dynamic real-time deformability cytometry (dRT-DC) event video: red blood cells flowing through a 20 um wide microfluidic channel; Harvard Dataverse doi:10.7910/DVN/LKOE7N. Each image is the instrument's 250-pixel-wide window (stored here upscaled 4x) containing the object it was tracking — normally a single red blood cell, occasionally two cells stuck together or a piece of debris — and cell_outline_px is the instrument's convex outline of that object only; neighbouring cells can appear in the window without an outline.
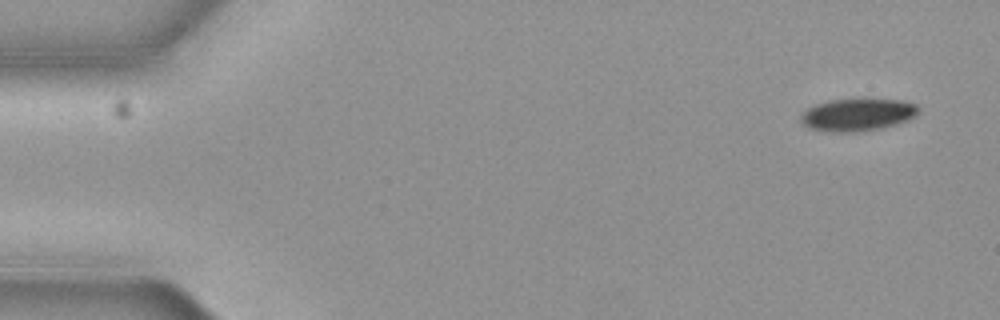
{"species": "common noctule bat (a hibernating species)", "species_latin": "Nyctalus noctula", "temperature_condition": "cold", "stored_images_in_passage": 6, "segment_of_instrument_passage": [1, 2], "camera_frame_rate_fps": 3000, "um_per_image_px": 0.085, "animal": {"sex": "female", "body_mass_g": 19.3, "forearm_length_mm": 54.1}, "frame": {"image": 1, "passage_image": 1, "time_ms": 0.0, "image_size_px": [1000, 320], "cell_outline_px": [[920, 108], [916, 116], [908, 120], [896, 124], [880, 128], [860, 132], [824, 132], [808, 128], [800, 120], [800, 116], [808, 108], [816, 104], [832, 100], [900, 100], [916, 104]], "centroid_in_image_um": [72.88, 9.78], "position_along_channel_um": 12.1, "area_um2": 22.14}}
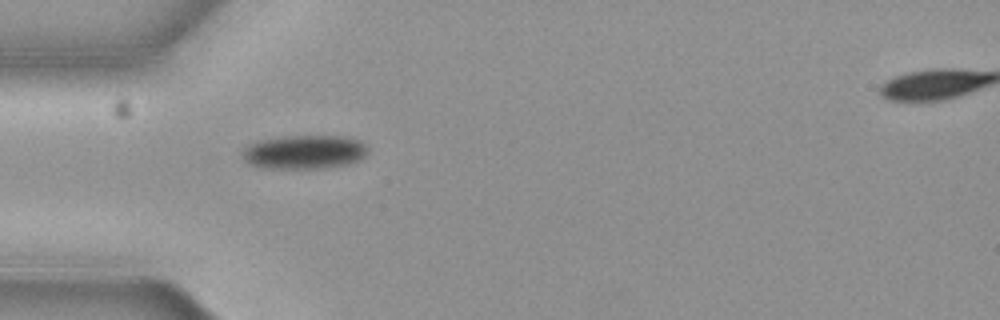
{"frame": {"image": 2, "passage_image": 5, "time_ms": 1.333, "image_size_px": [1000, 320], "cell_outline_px": [[368, 152], [360, 160], [348, 164], [320, 168], [260, 168], [248, 164], [240, 156], [240, 152], [248, 144], [256, 140], [284, 136], [344, 136], [360, 140], [368, 148]], "centroid_in_image_um": [25.81, 12.92], "position_along_channel_um": 59.2, "area_um2": 25.2}}